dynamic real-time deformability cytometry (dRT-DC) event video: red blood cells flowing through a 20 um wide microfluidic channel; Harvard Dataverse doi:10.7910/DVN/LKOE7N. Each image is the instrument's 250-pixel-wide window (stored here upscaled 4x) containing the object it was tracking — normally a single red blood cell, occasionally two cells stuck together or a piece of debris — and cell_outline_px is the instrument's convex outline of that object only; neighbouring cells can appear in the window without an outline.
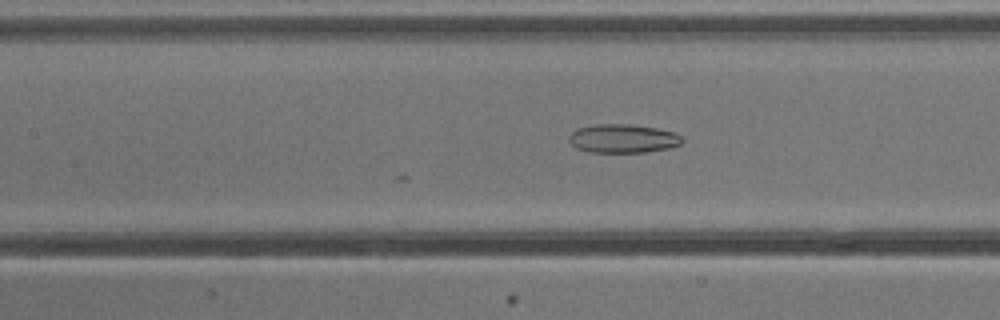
{"species": "common noctule bat (a hibernating species)", "species_latin": "Nyctalus noctula", "temperature_condition": "cold", "stored_images_in_passage": 16, "camera_frame_rate_fps": 3000, "um_per_image_px": 0.085, "animal": {"sex": "male", "body_mass_g": 13.3}, "frame": {"image": 1, "passage_image": 16, "time_ms": 5.0, "image_size_px": [1000, 320], "cell_outline_px": [[684, 140], [680, 144], [668, 148], [644, 152], [588, 152], [576, 148], [568, 140], [568, 136], [576, 128], [596, 124], [628, 124], [656, 128], [676, 132]], "centroid_in_image_um": [52.92, 11.77], "position_along_channel_um": 154.5, "area_um2": 18.96}}